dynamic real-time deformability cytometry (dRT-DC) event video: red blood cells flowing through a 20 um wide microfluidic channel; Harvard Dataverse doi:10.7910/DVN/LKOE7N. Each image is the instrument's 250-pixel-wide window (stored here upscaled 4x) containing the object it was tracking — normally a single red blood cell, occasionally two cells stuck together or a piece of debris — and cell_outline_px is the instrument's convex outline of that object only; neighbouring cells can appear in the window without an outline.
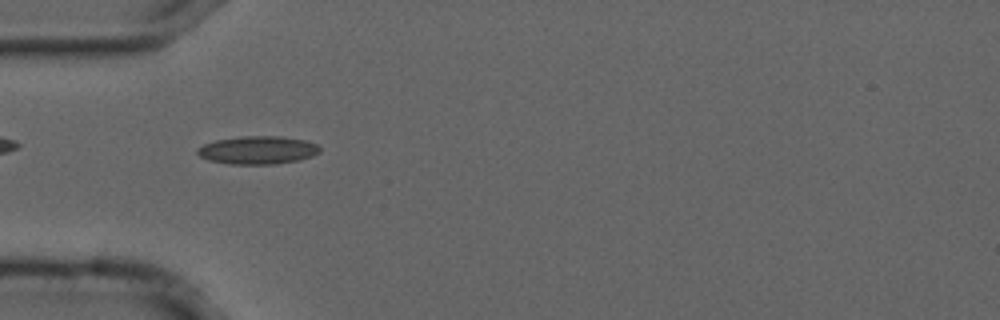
{"species": "common noctule bat (a hibernating species)", "species_latin": "Nyctalus noctula", "temperature_condition": "cold", "stored_images_in_passage": 9, "camera_frame_rate_fps": 3000, "um_per_image_px": 0.085, "animal": {"sex": "male", "forearm_length_mm": 52.5}, "frame": {"image": 1, "passage_image": 2, "time_ms": 0.333, "image_size_px": [1000, 320], "cell_outline_px": [[320, 152], [312, 156], [300, 160], [276, 164], [228, 164], [208, 160], [200, 156], [196, 152], [196, 148], [204, 144], [216, 140], [240, 136], [280, 136], [308, 140], [316, 144], [320, 148]], "centroid_in_image_um": [21.91, 12.76], "position_along_channel_um": 63.1, "area_um2": 20.23}}
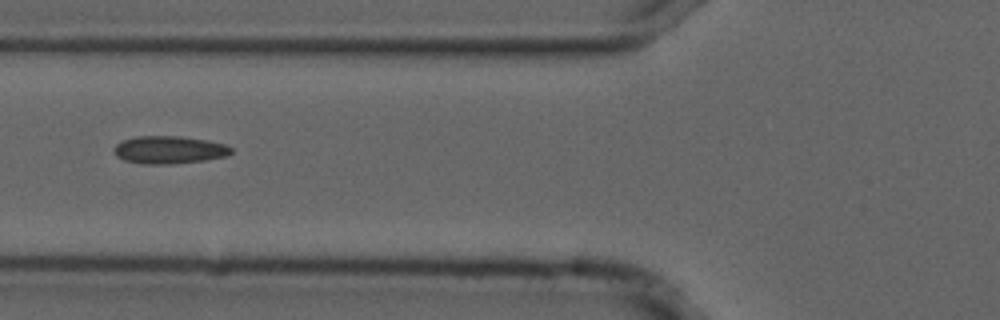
{"frame": {"image": 2, "passage_image": 6, "time_ms": 1.667, "image_size_px": [1000, 320], "cell_outline_px": [[232, 152], [228, 156], [204, 160], [172, 164], [144, 164], [124, 160], [116, 156], [112, 148], [116, 144], [124, 140], [136, 136], [180, 136], [208, 140], [228, 144], [232, 148]], "centroid_in_image_um": [14.4, 12.73], "position_along_channel_um": 111.4, "area_um2": 19.13}}
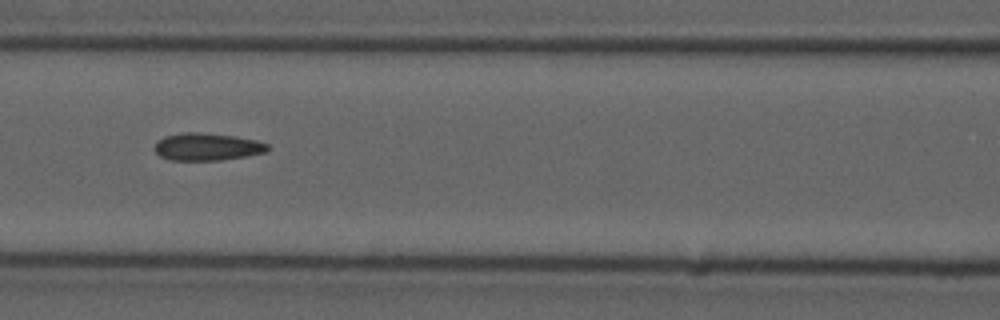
{"frame": {"image": 3, "passage_image": 9, "time_ms": 2.667, "image_size_px": [1000, 320], "cell_outline_px": [[268, 148], [264, 152], [244, 156], [220, 160], [168, 160], [160, 156], [156, 152], [156, 144], [164, 136], [184, 132], [200, 132], [236, 136], [256, 140], [268, 144]], "centroid_in_image_um": [17.59, 12.47], "position_along_channel_um": 149.0, "area_um2": 17.86}}